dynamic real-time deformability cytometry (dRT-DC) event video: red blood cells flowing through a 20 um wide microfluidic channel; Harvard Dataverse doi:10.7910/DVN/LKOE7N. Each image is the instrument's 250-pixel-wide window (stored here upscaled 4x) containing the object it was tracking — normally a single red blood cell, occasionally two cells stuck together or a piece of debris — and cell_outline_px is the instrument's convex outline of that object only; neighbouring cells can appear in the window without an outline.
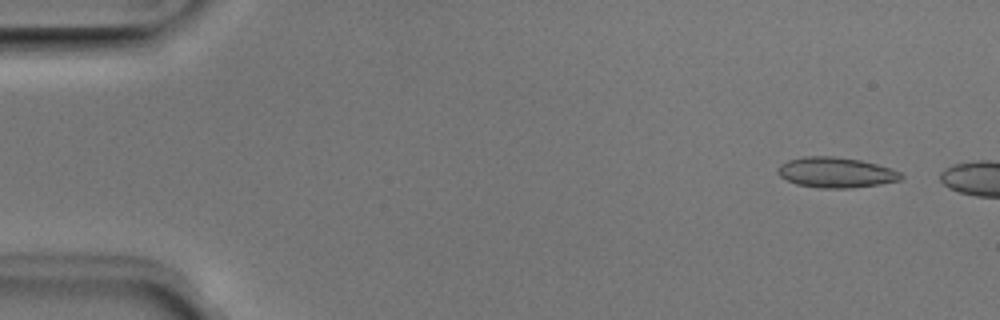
{"species": "Egyptian fruit bat (a non-hibernating species)", "species_latin": "Rousettus aegyptiacus", "temperature_condition": "room temperature", "stored_images_in_passage": 46, "camera_frame_rate_fps": 3000, "um_per_image_px": 0.085, "animal": {"sex": "male"}, "frame": {"image": 1, "passage_image": 4, "time_ms": 1.0, "image_size_px": [1000, 320], "cell_outline_px": [[904, 176], [900, 180], [880, 184], [848, 188], [820, 188], [796, 184], [780, 176], [776, 172], [776, 168], [780, 164], [788, 160], [804, 156], [832, 156], [860, 160], [876, 164], [900, 172]], "centroid_in_image_um": [71.01, 14.66], "position_along_channel_um": 14.0, "area_um2": 21.73}}
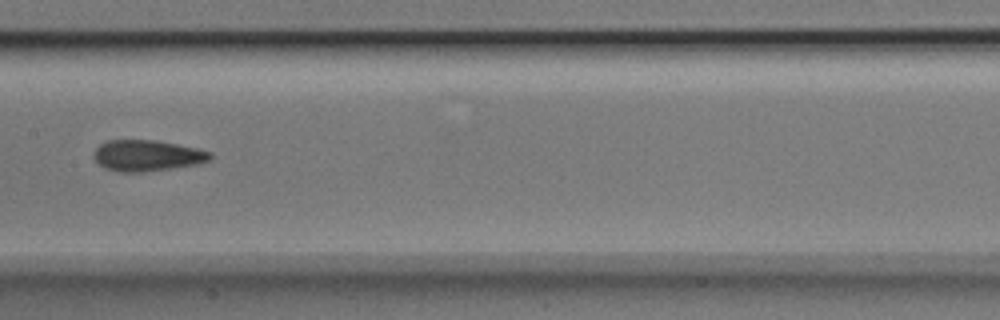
{"frame": {"image": 2, "passage_image": 26, "time_ms": 8.333, "image_size_px": [1000, 320], "cell_outline_px": [[212, 160], [200, 164], [144, 172], [120, 172], [104, 168], [92, 156], [96, 148], [100, 144], [108, 140], [152, 140], [176, 144], [196, 148], [212, 152]], "centroid_in_image_um": [12.52, 13.23], "position_along_channel_um": 194.9, "area_um2": 21.15}}
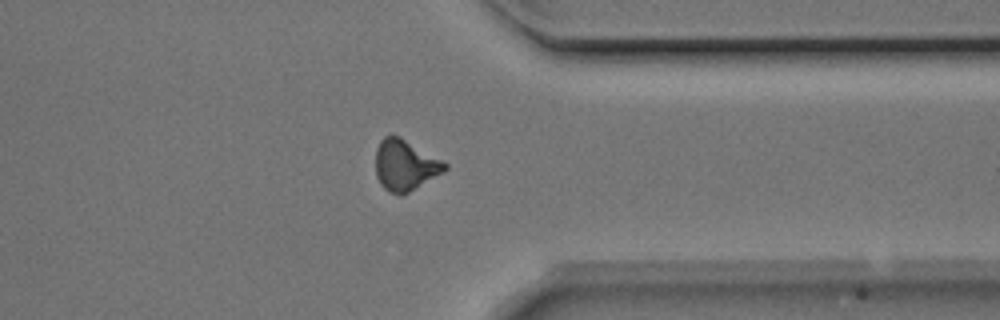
{"frame": {"image": 3, "passage_image": 40, "time_ms": 13.0, "image_size_px": [1000, 320], "cell_outline_px": [[448, 168], [444, 172], [408, 192], [400, 196], [388, 192], [380, 184], [376, 176], [376, 148], [380, 140], [384, 136], [400, 136], [448, 164]], "centroid_in_image_um": [34.41, 14.05], "position_along_channel_um": 377.0, "area_um2": 20.46}, "authors_computed_cell_mechanics": {"area_um2": 20.6346, "velocity_mm_per_s": 4.0025, "shape_relaxation_time_tau1_ms": 6.9869, "shape_relaxation_time_tau2_ms": 2.6723, "deformation_change_tau1": 0.1437, "deformation_change_tau2": 0.1042}}